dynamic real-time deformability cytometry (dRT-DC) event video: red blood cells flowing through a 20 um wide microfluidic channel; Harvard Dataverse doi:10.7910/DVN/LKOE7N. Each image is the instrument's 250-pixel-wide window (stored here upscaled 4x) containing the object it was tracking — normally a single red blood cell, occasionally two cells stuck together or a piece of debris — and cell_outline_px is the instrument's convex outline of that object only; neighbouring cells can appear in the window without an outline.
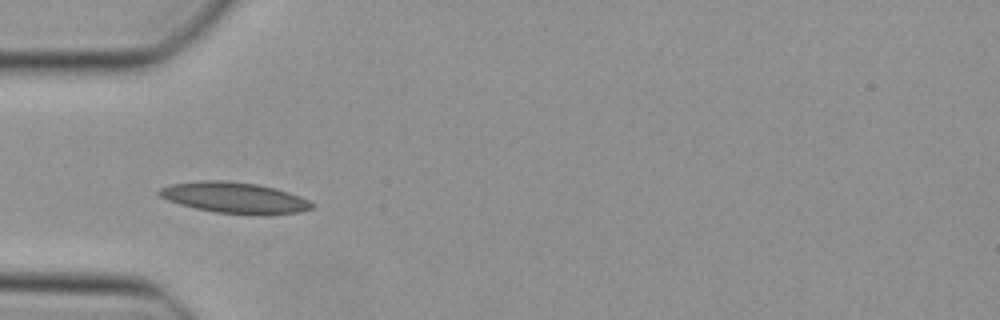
{"species": "Egyptian fruit bat (a non-hibernating species)", "species_latin": "Rousettus aegyptiacus", "temperature_condition": "cold", "stored_images_in_passage": 36, "camera_frame_rate_fps": 3000, "um_per_image_px": 0.085, "animal": {"sex": "female"}, "frame": {"image": 1, "passage_image": 6, "time_ms": 1.667, "image_size_px": [1000, 320], "cell_outline_px": [[312, 208], [300, 212], [268, 216], [256, 216], [216, 212], [196, 208], [180, 204], [168, 200], [160, 196], [156, 192], [160, 188], [172, 184], [200, 180], [228, 180], [256, 184], [276, 188], [300, 196], [308, 200], [312, 204]], "centroid_in_image_um": [19.96, 16.82], "position_along_channel_um": 65.0, "area_um2": 27.86}}
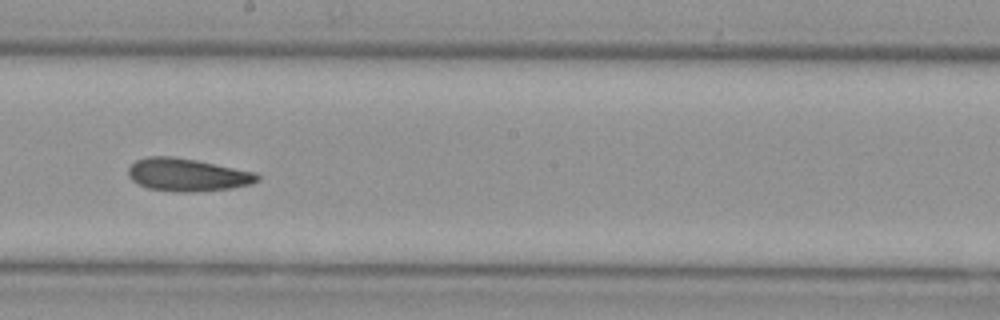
{"frame": {"image": 2, "passage_image": 18, "time_ms": 5.667, "image_size_px": [1000, 320], "cell_outline_px": [[260, 180], [252, 184], [232, 188], [196, 192], [176, 192], [148, 188], [132, 180], [128, 176], [128, 168], [136, 160], [148, 156], [172, 156], [196, 160], [256, 172], [260, 176]], "centroid_in_image_um": [15.95, 14.86], "position_along_channel_um": 232.3, "area_um2": 24.8}}
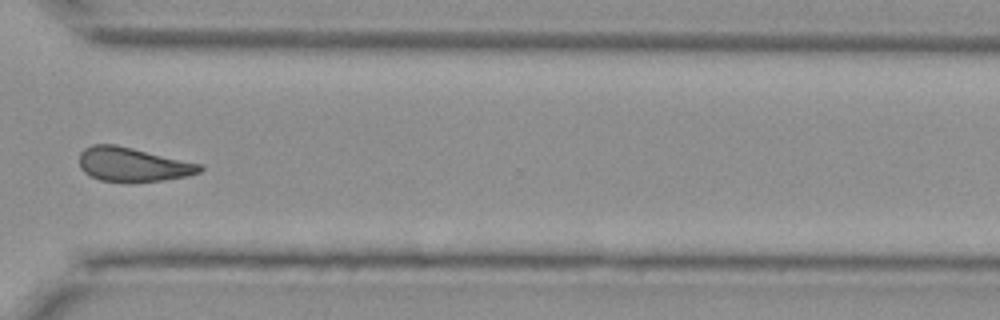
{"frame": {"image": 3, "passage_image": 27, "time_ms": 8.667, "image_size_px": [1000, 320], "cell_outline_px": [[204, 168], [200, 172], [188, 176], [160, 180], [100, 180], [84, 172], [80, 168], [80, 152], [84, 148], [92, 144], [116, 144], [200, 164]], "centroid_in_image_um": [11.26, 13.95], "position_along_channel_um": 359.3, "area_um2": 23.29}}